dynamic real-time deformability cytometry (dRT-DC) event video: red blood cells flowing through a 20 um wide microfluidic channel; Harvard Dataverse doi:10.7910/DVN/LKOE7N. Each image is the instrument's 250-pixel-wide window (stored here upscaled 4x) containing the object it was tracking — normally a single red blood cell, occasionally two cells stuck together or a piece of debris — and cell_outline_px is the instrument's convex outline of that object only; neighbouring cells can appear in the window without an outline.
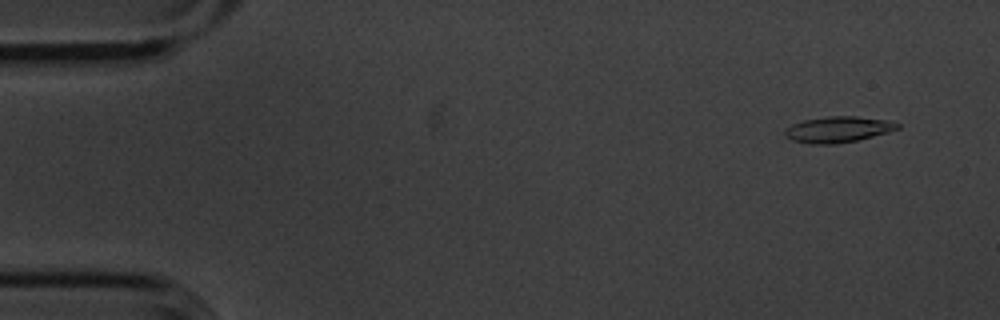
{"species": "common noctule bat (a hibernating species)", "species_latin": "Nyctalus noctula", "temperature_condition": "cold", "stored_images_in_passage": 55, "camera_frame_rate_fps": 3000, "um_per_image_px": 0.085, "animal": {"sex": "male", "body_mass_g": 20.1, "forearm_length_mm": 53.5}, "frame": {"image": 1, "passage_image": 4, "time_ms": 1.0, "image_size_px": [1000, 320], "cell_outline_px": [[900, 128], [888, 132], [856, 140], [836, 144], [812, 144], [792, 140], [784, 136], [784, 128], [792, 124], [804, 120], [828, 116], [856, 116], [888, 120], [900, 124]], "centroid_in_image_um": [71.2, 11.0], "position_along_channel_um": 13.8, "area_um2": 17.05}}
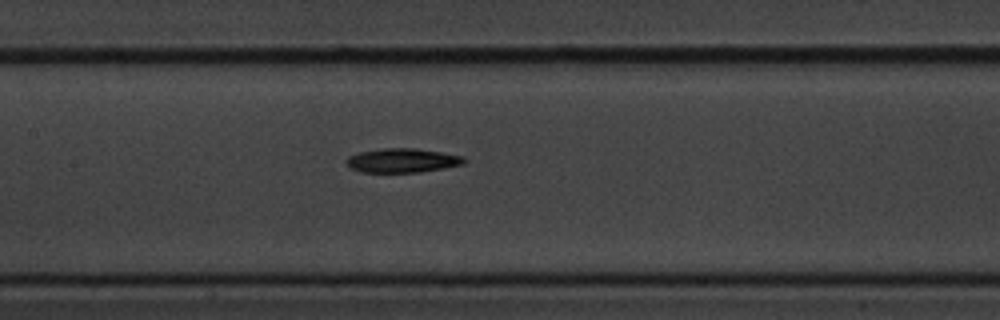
{"frame": {"image": 2, "passage_image": 26, "time_ms": 8.333, "image_size_px": [1000, 320], "cell_outline_px": [[468, 160], [464, 164], [444, 168], [420, 172], [360, 172], [348, 168], [344, 160], [348, 156], [360, 152], [380, 148], [416, 148], [464, 156]], "centroid_in_image_um": [34.17, 13.64], "position_along_channel_um": 173.2, "area_um2": 16.82}}
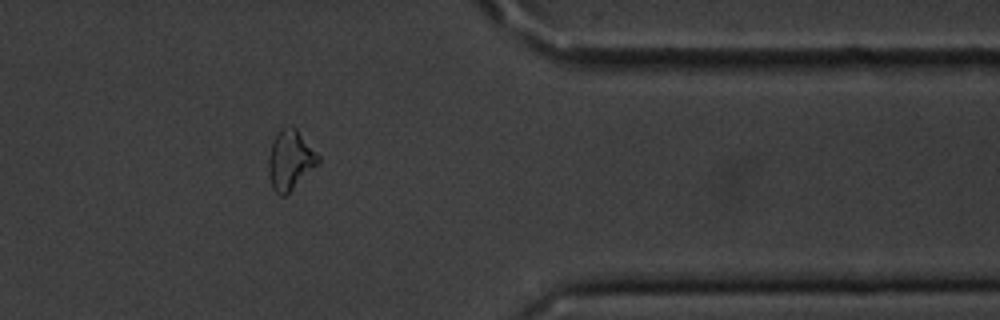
{"frame": {"image": 3, "passage_image": 45, "time_ms": 14.667, "image_size_px": [1000, 320], "cell_outline_px": [[320, 160], [284, 196], [280, 196], [272, 188], [268, 172], [268, 156], [272, 144], [276, 136], [288, 124], [296, 128], [320, 156]], "centroid_in_image_um": [24.64, 13.58], "position_along_channel_um": 386.8, "area_um2": 16.7}, "authors_computed_cell_mechanics": {"area_um2": 16.8198, "velocity_mm_per_s": 3.6253, "shape_relaxation_time_tau1_ms": 3.1988, "shape_relaxation_time_tau2_ms": null, "deformation_change_tau1": 0.1276, "deformation_change_tau2": null}}